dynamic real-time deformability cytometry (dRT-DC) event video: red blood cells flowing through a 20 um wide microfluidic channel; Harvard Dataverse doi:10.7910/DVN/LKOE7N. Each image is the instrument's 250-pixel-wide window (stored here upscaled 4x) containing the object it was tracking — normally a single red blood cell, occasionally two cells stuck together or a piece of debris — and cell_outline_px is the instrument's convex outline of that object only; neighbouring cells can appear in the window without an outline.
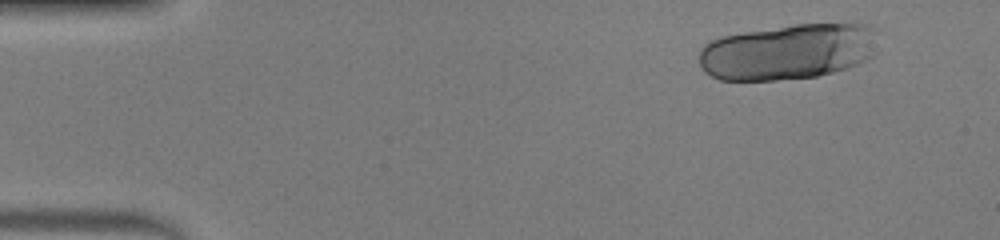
{"species": "human", "species_latin": "Homo sapiens", "temperature_condition": "warm", "stored_images_in_passage": 18, "segment_of_instrument_passage": [1, 2], "camera_frame_rate_fps": 3000, "um_per_image_px": 0.085, "donor": {"sex": "male"}, "frame": {"image": 1, "passage_image": 1, "time_ms": 0.0, "image_size_px": [1000, 240], "cell_outline_px": [[876, 52], [872, 56], [848, 68], [816, 76], [776, 80], [720, 80], [704, 72], [700, 68], [700, 48], [708, 40], [720, 36], [792, 24], [852, 20], [856, 20], [868, 24], [876, 28]], "centroid_in_image_um": [67.05, 4.34], "position_along_channel_um": 18.0, "area_um2": 59.71}}